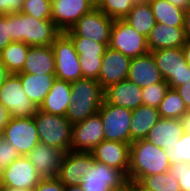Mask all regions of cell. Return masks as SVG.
<instances>
[{
  "label": "cell",
  "instance_id": "cell-1",
  "mask_svg": "<svg viewBox=\"0 0 190 191\" xmlns=\"http://www.w3.org/2000/svg\"><path fill=\"white\" fill-rule=\"evenodd\" d=\"M9 36L12 42H23L29 46H51L61 33L52 20L35 19L23 12L6 14Z\"/></svg>",
  "mask_w": 190,
  "mask_h": 191
},
{
  "label": "cell",
  "instance_id": "cell-2",
  "mask_svg": "<svg viewBox=\"0 0 190 191\" xmlns=\"http://www.w3.org/2000/svg\"><path fill=\"white\" fill-rule=\"evenodd\" d=\"M170 166L165 150L148 140H137L130 144L129 182L137 183L144 176L169 172Z\"/></svg>",
  "mask_w": 190,
  "mask_h": 191
},
{
  "label": "cell",
  "instance_id": "cell-3",
  "mask_svg": "<svg viewBox=\"0 0 190 191\" xmlns=\"http://www.w3.org/2000/svg\"><path fill=\"white\" fill-rule=\"evenodd\" d=\"M71 103L66 117L74 124L98 113L104 101V89L94 79H78L71 82Z\"/></svg>",
  "mask_w": 190,
  "mask_h": 191
},
{
  "label": "cell",
  "instance_id": "cell-4",
  "mask_svg": "<svg viewBox=\"0 0 190 191\" xmlns=\"http://www.w3.org/2000/svg\"><path fill=\"white\" fill-rule=\"evenodd\" d=\"M34 120L40 143L64 153L70 151L73 124L66 116L53 115L38 109Z\"/></svg>",
  "mask_w": 190,
  "mask_h": 191
},
{
  "label": "cell",
  "instance_id": "cell-5",
  "mask_svg": "<svg viewBox=\"0 0 190 191\" xmlns=\"http://www.w3.org/2000/svg\"><path fill=\"white\" fill-rule=\"evenodd\" d=\"M164 81L171 89L190 80V67L182 47L159 49L151 52Z\"/></svg>",
  "mask_w": 190,
  "mask_h": 191
},
{
  "label": "cell",
  "instance_id": "cell-6",
  "mask_svg": "<svg viewBox=\"0 0 190 191\" xmlns=\"http://www.w3.org/2000/svg\"><path fill=\"white\" fill-rule=\"evenodd\" d=\"M0 104L13 118L34 117L39 109L25 94L17 74H10L0 86Z\"/></svg>",
  "mask_w": 190,
  "mask_h": 191
},
{
  "label": "cell",
  "instance_id": "cell-7",
  "mask_svg": "<svg viewBox=\"0 0 190 191\" xmlns=\"http://www.w3.org/2000/svg\"><path fill=\"white\" fill-rule=\"evenodd\" d=\"M51 46L55 54L56 79L69 82L82 79L79 55L71 38L65 32H61Z\"/></svg>",
  "mask_w": 190,
  "mask_h": 191
},
{
  "label": "cell",
  "instance_id": "cell-8",
  "mask_svg": "<svg viewBox=\"0 0 190 191\" xmlns=\"http://www.w3.org/2000/svg\"><path fill=\"white\" fill-rule=\"evenodd\" d=\"M114 19L105 15L97 7L84 14L71 29L65 31L69 37H84L107 47Z\"/></svg>",
  "mask_w": 190,
  "mask_h": 191
},
{
  "label": "cell",
  "instance_id": "cell-9",
  "mask_svg": "<svg viewBox=\"0 0 190 191\" xmlns=\"http://www.w3.org/2000/svg\"><path fill=\"white\" fill-rule=\"evenodd\" d=\"M110 48L120 51L129 58L149 53L147 38L135 31L123 19H115L110 31Z\"/></svg>",
  "mask_w": 190,
  "mask_h": 191
},
{
  "label": "cell",
  "instance_id": "cell-10",
  "mask_svg": "<svg viewBox=\"0 0 190 191\" xmlns=\"http://www.w3.org/2000/svg\"><path fill=\"white\" fill-rule=\"evenodd\" d=\"M129 183L127 176L117 168L93 161L88 173L81 178L84 191H116Z\"/></svg>",
  "mask_w": 190,
  "mask_h": 191
},
{
  "label": "cell",
  "instance_id": "cell-11",
  "mask_svg": "<svg viewBox=\"0 0 190 191\" xmlns=\"http://www.w3.org/2000/svg\"><path fill=\"white\" fill-rule=\"evenodd\" d=\"M98 114L103 123L105 140L130 144L129 126L132 118V110L111 105L104 100Z\"/></svg>",
  "mask_w": 190,
  "mask_h": 191
},
{
  "label": "cell",
  "instance_id": "cell-12",
  "mask_svg": "<svg viewBox=\"0 0 190 191\" xmlns=\"http://www.w3.org/2000/svg\"><path fill=\"white\" fill-rule=\"evenodd\" d=\"M2 137L11 143L20 155H27L40 142L34 117H10L2 131Z\"/></svg>",
  "mask_w": 190,
  "mask_h": 191
},
{
  "label": "cell",
  "instance_id": "cell-13",
  "mask_svg": "<svg viewBox=\"0 0 190 191\" xmlns=\"http://www.w3.org/2000/svg\"><path fill=\"white\" fill-rule=\"evenodd\" d=\"M105 140L103 123L98 113L73 124L70 151L90 153Z\"/></svg>",
  "mask_w": 190,
  "mask_h": 191
},
{
  "label": "cell",
  "instance_id": "cell-14",
  "mask_svg": "<svg viewBox=\"0 0 190 191\" xmlns=\"http://www.w3.org/2000/svg\"><path fill=\"white\" fill-rule=\"evenodd\" d=\"M94 8L96 5L91 0H52L51 20L65 32Z\"/></svg>",
  "mask_w": 190,
  "mask_h": 191
},
{
  "label": "cell",
  "instance_id": "cell-15",
  "mask_svg": "<svg viewBox=\"0 0 190 191\" xmlns=\"http://www.w3.org/2000/svg\"><path fill=\"white\" fill-rule=\"evenodd\" d=\"M42 178L26 155H21L3 168L2 186L32 191Z\"/></svg>",
  "mask_w": 190,
  "mask_h": 191
},
{
  "label": "cell",
  "instance_id": "cell-16",
  "mask_svg": "<svg viewBox=\"0 0 190 191\" xmlns=\"http://www.w3.org/2000/svg\"><path fill=\"white\" fill-rule=\"evenodd\" d=\"M131 58L107 47L99 72L98 82L103 89L127 79Z\"/></svg>",
  "mask_w": 190,
  "mask_h": 191
},
{
  "label": "cell",
  "instance_id": "cell-17",
  "mask_svg": "<svg viewBox=\"0 0 190 191\" xmlns=\"http://www.w3.org/2000/svg\"><path fill=\"white\" fill-rule=\"evenodd\" d=\"M90 153L95 161L117 168L128 176L130 166L129 143L103 140Z\"/></svg>",
  "mask_w": 190,
  "mask_h": 191
},
{
  "label": "cell",
  "instance_id": "cell-18",
  "mask_svg": "<svg viewBox=\"0 0 190 191\" xmlns=\"http://www.w3.org/2000/svg\"><path fill=\"white\" fill-rule=\"evenodd\" d=\"M26 156L39 176L46 179L57 177L65 153L39 142Z\"/></svg>",
  "mask_w": 190,
  "mask_h": 191
},
{
  "label": "cell",
  "instance_id": "cell-19",
  "mask_svg": "<svg viewBox=\"0 0 190 191\" xmlns=\"http://www.w3.org/2000/svg\"><path fill=\"white\" fill-rule=\"evenodd\" d=\"M93 161L91 153L68 151L65 153L56 178L65 186L80 185L81 178L88 173Z\"/></svg>",
  "mask_w": 190,
  "mask_h": 191
},
{
  "label": "cell",
  "instance_id": "cell-20",
  "mask_svg": "<svg viewBox=\"0 0 190 191\" xmlns=\"http://www.w3.org/2000/svg\"><path fill=\"white\" fill-rule=\"evenodd\" d=\"M104 100L111 105L133 111L140 105H143L142 87H139L129 79H124L104 89Z\"/></svg>",
  "mask_w": 190,
  "mask_h": 191
},
{
  "label": "cell",
  "instance_id": "cell-21",
  "mask_svg": "<svg viewBox=\"0 0 190 191\" xmlns=\"http://www.w3.org/2000/svg\"><path fill=\"white\" fill-rule=\"evenodd\" d=\"M127 79L139 87L157 84L164 80L151 52L131 59Z\"/></svg>",
  "mask_w": 190,
  "mask_h": 191
},
{
  "label": "cell",
  "instance_id": "cell-22",
  "mask_svg": "<svg viewBox=\"0 0 190 191\" xmlns=\"http://www.w3.org/2000/svg\"><path fill=\"white\" fill-rule=\"evenodd\" d=\"M184 27L156 23L147 36L149 52L159 49L182 47L186 42Z\"/></svg>",
  "mask_w": 190,
  "mask_h": 191
},
{
  "label": "cell",
  "instance_id": "cell-23",
  "mask_svg": "<svg viewBox=\"0 0 190 191\" xmlns=\"http://www.w3.org/2000/svg\"><path fill=\"white\" fill-rule=\"evenodd\" d=\"M184 128L180 119L160 118L150 129L146 138L151 144L164 150L168 147L174 148L180 136L184 134Z\"/></svg>",
  "mask_w": 190,
  "mask_h": 191
},
{
  "label": "cell",
  "instance_id": "cell-24",
  "mask_svg": "<svg viewBox=\"0 0 190 191\" xmlns=\"http://www.w3.org/2000/svg\"><path fill=\"white\" fill-rule=\"evenodd\" d=\"M55 54L52 46H30L23 70L34 75L55 74Z\"/></svg>",
  "mask_w": 190,
  "mask_h": 191
},
{
  "label": "cell",
  "instance_id": "cell-25",
  "mask_svg": "<svg viewBox=\"0 0 190 191\" xmlns=\"http://www.w3.org/2000/svg\"><path fill=\"white\" fill-rule=\"evenodd\" d=\"M70 98L71 82L55 79L39 110L53 115L66 116L68 106L71 103Z\"/></svg>",
  "mask_w": 190,
  "mask_h": 191
},
{
  "label": "cell",
  "instance_id": "cell-26",
  "mask_svg": "<svg viewBox=\"0 0 190 191\" xmlns=\"http://www.w3.org/2000/svg\"><path fill=\"white\" fill-rule=\"evenodd\" d=\"M157 108L140 105L132 111L130 123V144L137 140L146 139L150 129L160 119Z\"/></svg>",
  "mask_w": 190,
  "mask_h": 191
},
{
  "label": "cell",
  "instance_id": "cell-27",
  "mask_svg": "<svg viewBox=\"0 0 190 191\" xmlns=\"http://www.w3.org/2000/svg\"><path fill=\"white\" fill-rule=\"evenodd\" d=\"M21 79L23 90L27 97L40 107L45 96L49 93L56 79L55 74L34 75L30 73H17Z\"/></svg>",
  "mask_w": 190,
  "mask_h": 191
},
{
  "label": "cell",
  "instance_id": "cell-28",
  "mask_svg": "<svg viewBox=\"0 0 190 191\" xmlns=\"http://www.w3.org/2000/svg\"><path fill=\"white\" fill-rule=\"evenodd\" d=\"M123 20L132 26L137 33L146 38L156 24L152 9L147 0H137Z\"/></svg>",
  "mask_w": 190,
  "mask_h": 191
},
{
  "label": "cell",
  "instance_id": "cell-29",
  "mask_svg": "<svg viewBox=\"0 0 190 191\" xmlns=\"http://www.w3.org/2000/svg\"><path fill=\"white\" fill-rule=\"evenodd\" d=\"M156 23L172 27H184L186 11L172 5L167 0H147Z\"/></svg>",
  "mask_w": 190,
  "mask_h": 191
},
{
  "label": "cell",
  "instance_id": "cell-30",
  "mask_svg": "<svg viewBox=\"0 0 190 191\" xmlns=\"http://www.w3.org/2000/svg\"><path fill=\"white\" fill-rule=\"evenodd\" d=\"M29 47L23 42H11L0 52V62L10 74L23 70Z\"/></svg>",
  "mask_w": 190,
  "mask_h": 191
},
{
  "label": "cell",
  "instance_id": "cell-31",
  "mask_svg": "<svg viewBox=\"0 0 190 191\" xmlns=\"http://www.w3.org/2000/svg\"><path fill=\"white\" fill-rule=\"evenodd\" d=\"M157 109L160 117L164 119H181L188 111L181 96L171 88L168 89Z\"/></svg>",
  "mask_w": 190,
  "mask_h": 191
},
{
  "label": "cell",
  "instance_id": "cell-32",
  "mask_svg": "<svg viewBox=\"0 0 190 191\" xmlns=\"http://www.w3.org/2000/svg\"><path fill=\"white\" fill-rule=\"evenodd\" d=\"M136 184L145 191H181L170 172L144 176Z\"/></svg>",
  "mask_w": 190,
  "mask_h": 191
},
{
  "label": "cell",
  "instance_id": "cell-33",
  "mask_svg": "<svg viewBox=\"0 0 190 191\" xmlns=\"http://www.w3.org/2000/svg\"><path fill=\"white\" fill-rule=\"evenodd\" d=\"M137 0H101L96 6L112 19H124Z\"/></svg>",
  "mask_w": 190,
  "mask_h": 191
},
{
  "label": "cell",
  "instance_id": "cell-34",
  "mask_svg": "<svg viewBox=\"0 0 190 191\" xmlns=\"http://www.w3.org/2000/svg\"><path fill=\"white\" fill-rule=\"evenodd\" d=\"M77 54L81 58H103L107 49L105 44H100L84 37H70Z\"/></svg>",
  "mask_w": 190,
  "mask_h": 191
},
{
  "label": "cell",
  "instance_id": "cell-35",
  "mask_svg": "<svg viewBox=\"0 0 190 191\" xmlns=\"http://www.w3.org/2000/svg\"><path fill=\"white\" fill-rule=\"evenodd\" d=\"M165 152L171 165L178 162L190 164V133L184 132L174 148L168 147Z\"/></svg>",
  "mask_w": 190,
  "mask_h": 191
},
{
  "label": "cell",
  "instance_id": "cell-36",
  "mask_svg": "<svg viewBox=\"0 0 190 191\" xmlns=\"http://www.w3.org/2000/svg\"><path fill=\"white\" fill-rule=\"evenodd\" d=\"M52 0H24L23 13L35 19L51 20Z\"/></svg>",
  "mask_w": 190,
  "mask_h": 191
},
{
  "label": "cell",
  "instance_id": "cell-37",
  "mask_svg": "<svg viewBox=\"0 0 190 191\" xmlns=\"http://www.w3.org/2000/svg\"><path fill=\"white\" fill-rule=\"evenodd\" d=\"M169 88L164 80L157 84L142 87L143 105L158 108Z\"/></svg>",
  "mask_w": 190,
  "mask_h": 191
},
{
  "label": "cell",
  "instance_id": "cell-38",
  "mask_svg": "<svg viewBox=\"0 0 190 191\" xmlns=\"http://www.w3.org/2000/svg\"><path fill=\"white\" fill-rule=\"evenodd\" d=\"M169 172L179 181L181 191H190V164L178 162L172 164Z\"/></svg>",
  "mask_w": 190,
  "mask_h": 191
},
{
  "label": "cell",
  "instance_id": "cell-39",
  "mask_svg": "<svg viewBox=\"0 0 190 191\" xmlns=\"http://www.w3.org/2000/svg\"><path fill=\"white\" fill-rule=\"evenodd\" d=\"M79 62L82 71V78L98 81L102 58H81L79 56Z\"/></svg>",
  "mask_w": 190,
  "mask_h": 191
},
{
  "label": "cell",
  "instance_id": "cell-40",
  "mask_svg": "<svg viewBox=\"0 0 190 191\" xmlns=\"http://www.w3.org/2000/svg\"><path fill=\"white\" fill-rule=\"evenodd\" d=\"M21 155L16 148L9 143L4 137L0 139V167L3 169L10 165Z\"/></svg>",
  "mask_w": 190,
  "mask_h": 191
},
{
  "label": "cell",
  "instance_id": "cell-41",
  "mask_svg": "<svg viewBox=\"0 0 190 191\" xmlns=\"http://www.w3.org/2000/svg\"><path fill=\"white\" fill-rule=\"evenodd\" d=\"M32 191H65V185L57 178L41 179Z\"/></svg>",
  "mask_w": 190,
  "mask_h": 191
},
{
  "label": "cell",
  "instance_id": "cell-42",
  "mask_svg": "<svg viewBox=\"0 0 190 191\" xmlns=\"http://www.w3.org/2000/svg\"><path fill=\"white\" fill-rule=\"evenodd\" d=\"M24 0H0V15L16 14L22 11Z\"/></svg>",
  "mask_w": 190,
  "mask_h": 191
},
{
  "label": "cell",
  "instance_id": "cell-43",
  "mask_svg": "<svg viewBox=\"0 0 190 191\" xmlns=\"http://www.w3.org/2000/svg\"><path fill=\"white\" fill-rule=\"evenodd\" d=\"M11 42L9 24H6V15H0V52Z\"/></svg>",
  "mask_w": 190,
  "mask_h": 191
},
{
  "label": "cell",
  "instance_id": "cell-44",
  "mask_svg": "<svg viewBox=\"0 0 190 191\" xmlns=\"http://www.w3.org/2000/svg\"><path fill=\"white\" fill-rule=\"evenodd\" d=\"M181 96L187 109H190V80L175 88Z\"/></svg>",
  "mask_w": 190,
  "mask_h": 191
},
{
  "label": "cell",
  "instance_id": "cell-45",
  "mask_svg": "<svg viewBox=\"0 0 190 191\" xmlns=\"http://www.w3.org/2000/svg\"><path fill=\"white\" fill-rule=\"evenodd\" d=\"M10 115L7 110L0 104V131H3L5 125L8 123Z\"/></svg>",
  "mask_w": 190,
  "mask_h": 191
},
{
  "label": "cell",
  "instance_id": "cell-46",
  "mask_svg": "<svg viewBox=\"0 0 190 191\" xmlns=\"http://www.w3.org/2000/svg\"><path fill=\"white\" fill-rule=\"evenodd\" d=\"M172 5L177 6L185 11L190 8V0H167Z\"/></svg>",
  "mask_w": 190,
  "mask_h": 191
},
{
  "label": "cell",
  "instance_id": "cell-47",
  "mask_svg": "<svg viewBox=\"0 0 190 191\" xmlns=\"http://www.w3.org/2000/svg\"><path fill=\"white\" fill-rule=\"evenodd\" d=\"M184 30L186 40L190 41V8L185 13Z\"/></svg>",
  "mask_w": 190,
  "mask_h": 191
},
{
  "label": "cell",
  "instance_id": "cell-48",
  "mask_svg": "<svg viewBox=\"0 0 190 191\" xmlns=\"http://www.w3.org/2000/svg\"><path fill=\"white\" fill-rule=\"evenodd\" d=\"M184 128V131L190 133V109L180 119Z\"/></svg>",
  "mask_w": 190,
  "mask_h": 191
},
{
  "label": "cell",
  "instance_id": "cell-49",
  "mask_svg": "<svg viewBox=\"0 0 190 191\" xmlns=\"http://www.w3.org/2000/svg\"><path fill=\"white\" fill-rule=\"evenodd\" d=\"M183 54L186 63L190 67V41H186L185 44L182 46Z\"/></svg>",
  "mask_w": 190,
  "mask_h": 191
},
{
  "label": "cell",
  "instance_id": "cell-50",
  "mask_svg": "<svg viewBox=\"0 0 190 191\" xmlns=\"http://www.w3.org/2000/svg\"><path fill=\"white\" fill-rule=\"evenodd\" d=\"M10 75L5 66L0 62V86L4 83L6 78Z\"/></svg>",
  "mask_w": 190,
  "mask_h": 191
},
{
  "label": "cell",
  "instance_id": "cell-51",
  "mask_svg": "<svg viewBox=\"0 0 190 191\" xmlns=\"http://www.w3.org/2000/svg\"><path fill=\"white\" fill-rule=\"evenodd\" d=\"M65 191H84L81 185L65 186Z\"/></svg>",
  "mask_w": 190,
  "mask_h": 191
},
{
  "label": "cell",
  "instance_id": "cell-52",
  "mask_svg": "<svg viewBox=\"0 0 190 191\" xmlns=\"http://www.w3.org/2000/svg\"><path fill=\"white\" fill-rule=\"evenodd\" d=\"M0 191H29V190L2 186L0 188Z\"/></svg>",
  "mask_w": 190,
  "mask_h": 191
},
{
  "label": "cell",
  "instance_id": "cell-53",
  "mask_svg": "<svg viewBox=\"0 0 190 191\" xmlns=\"http://www.w3.org/2000/svg\"><path fill=\"white\" fill-rule=\"evenodd\" d=\"M130 191H145L140 188L136 183L130 182Z\"/></svg>",
  "mask_w": 190,
  "mask_h": 191
},
{
  "label": "cell",
  "instance_id": "cell-54",
  "mask_svg": "<svg viewBox=\"0 0 190 191\" xmlns=\"http://www.w3.org/2000/svg\"><path fill=\"white\" fill-rule=\"evenodd\" d=\"M116 191H130V182H129L128 185L125 186L123 189L116 190Z\"/></svg>",
  "mask_w": 190,
  "mask_h": 191
},
{
  "label": "cell",
  "instance_id": "cell-55",
  "mask_svg": "<svg viewBox=\"0 0 190 191\" xmlns=\"http://www.w3.org/2000/svg\"><path fill=\"white\" fill-rule=\"evenodd\" d=\"M2 172L3 169L0 167V188L2 187Z\"/></svg>",
  "mask_w": 190,
  "mask_h": 191
},
{
  "label": "cell",
  "instance_id": "cell-56",
  "mask_svg": "<svg viewBox=\"0 0 190 191\" xmlns=\"http://www.w3.org/2000/svg\"><path fill=\"white\" fill-rule=\"evenodd\" d=\"M93 3H94V5H98V3L101 1V0H91Z\"/></svg>",
  "mask_w": 190,
  "mask_h": 191
}]
</instances>
